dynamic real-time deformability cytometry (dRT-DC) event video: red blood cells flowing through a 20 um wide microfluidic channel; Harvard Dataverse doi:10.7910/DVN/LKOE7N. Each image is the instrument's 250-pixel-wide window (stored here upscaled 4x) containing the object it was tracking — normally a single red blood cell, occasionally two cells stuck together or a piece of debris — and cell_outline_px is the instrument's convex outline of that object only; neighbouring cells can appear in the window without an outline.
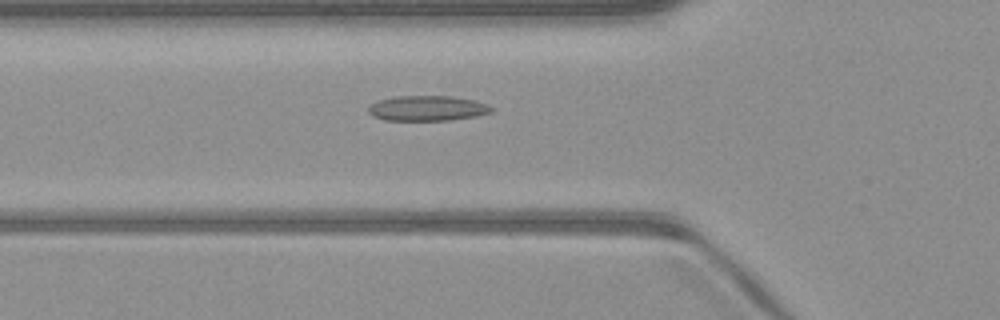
{"species": "common noctule bat (a hibernating species)", "species_latin": "Nyctalus noctula", "temperature_condition": "warm", "stored_images_in_passage": 50, "camera_frame_rate_fps": 3000, "um_per_image_px": 0.085, "animal": {"sex": "male", "body_mass_g": 23.1, "forearm_length_mm": 52.7}, "frame": {"image": 1, "passage_image": 17, "time_ms": 5.333, "image_size_px": [1000, 320], "cell_outline_px": [[492, 112], [476, 116], [448, 120], [384, 120], [372, 116], [368, 112], [368, 108], [372, 104], [380, 100], [396, 96], [452, 96], [472, 100], [488, 104], [492, 108]], "centroid_in_image_um": [36.32, 9.2], "position_along_channel_um": 89.5, "area_um2": 17.92}}
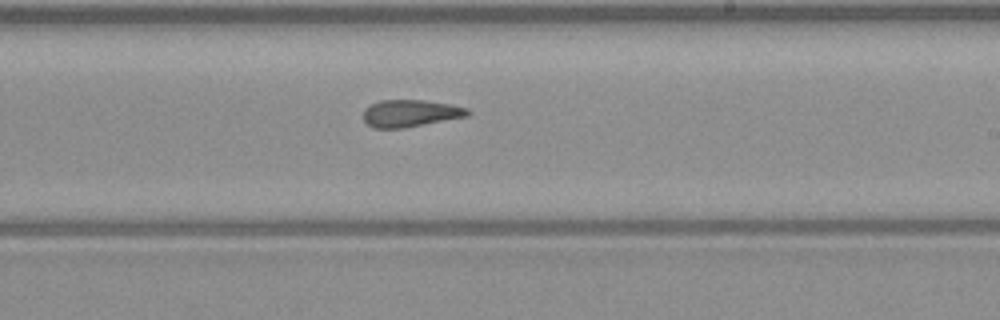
{"frame": {"image": 2, "passage_image": 29, "time_ms": 9.333, "image_size_px": [1000, 320], "cell_outline_px": [[472, 112], [468, 116], [404, 128], [372, 128], [364, 120], [364, 108], [380, 100], [424, 100], [452, 104], [468, 108]], "centroid_in_image_um": [34.91, 9.63], "position_along_channel_um": 254.1, "area_um2": 16.59}}
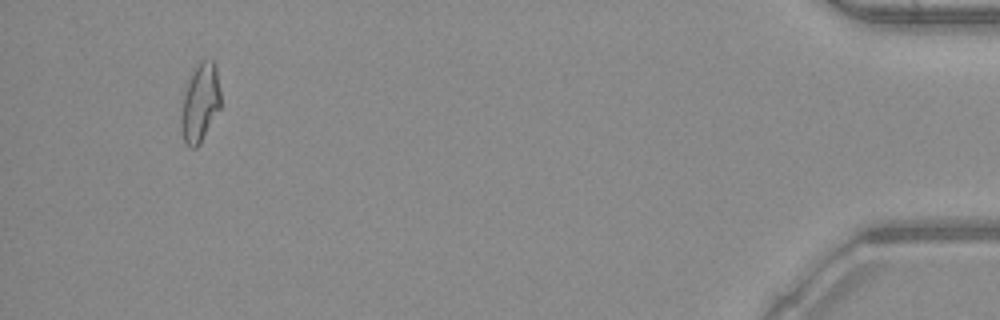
{"frame": {"image": 3, "passage_image": 47, "time_ms": 15.333, "image_size_px": [1000, 320], "cell_outline_px": [[220, 108], [200, 144], [196, 148], [192, 148], [184, 140], [180, 128], [180, 120], [184, 96], [188, 84], [196, 64], [200, 60], [212, 60], [216, 64], [220, 92]], "centroid_in_image_um": [17.02, 8.74], "position_along_channel_um": 418.2, "area_um2": 17.86}, "authors_computed_cell_mechanics": {"area_um2": 17.5423, "velocity_mm_per_s": 4.0931, "shape_relaxation_time_tau1_ms": null, "shape_relaxation_time_tau2_ms": 2.7275, "deformation_change_tau1": null, "deformation_change_tau2": 0.1112}}